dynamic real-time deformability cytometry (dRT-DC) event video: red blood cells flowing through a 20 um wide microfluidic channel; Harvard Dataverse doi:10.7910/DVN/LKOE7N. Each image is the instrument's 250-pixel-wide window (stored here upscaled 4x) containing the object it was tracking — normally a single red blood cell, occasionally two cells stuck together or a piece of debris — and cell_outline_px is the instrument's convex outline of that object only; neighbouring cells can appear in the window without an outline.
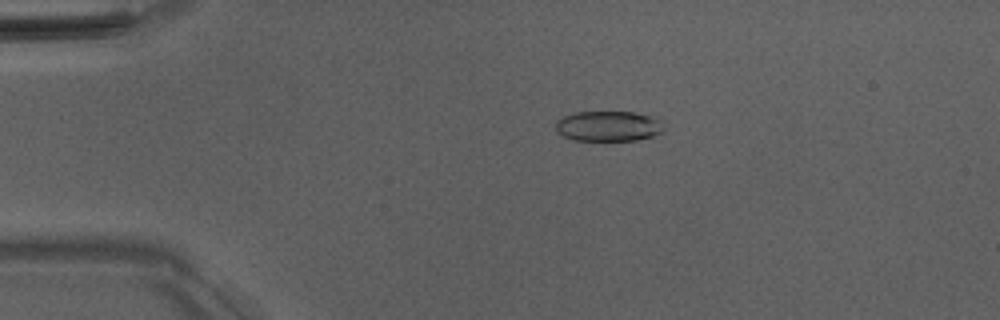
{"species": "Egyptian fruit bat (a non-hibernating species)", "species_latin": "Rousettus aegyptiacus", "temperature_condition": "room temperature", "stored_images_in_passage": 36, "camera_frame_rate_fps": 3000, "um_per_image_px": 0.085, "animal": {"sex": "male"}, "frame": {"image": 1, "passage_image": 1, "time_ms": 0.0, "image_size_px": [1000, 320], "cell_outline_px": [[664, 128], [660, 132], [652, 136], [636, 140], [572, 140], [556, 132], [556, 120], [564, 116], [576, 112], [632, 112], [660, 116], [664, 124]], "centroid_in_image_um": [51.76, 10.7], "position_along_channel_um": 33.2, "area_um2": 19.36}}
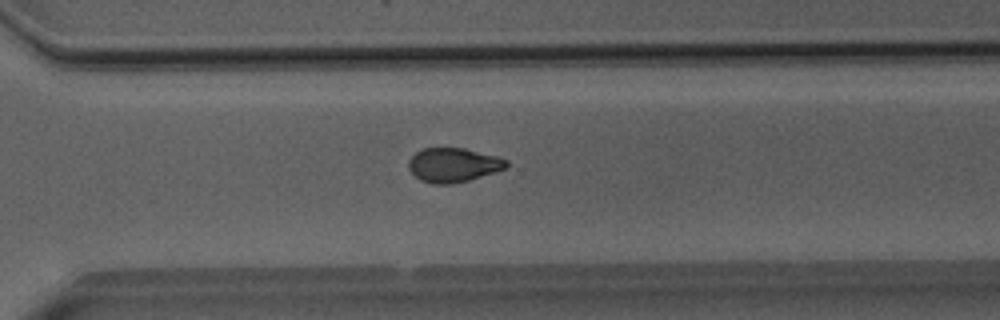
{"frame": {"image": 2, "passage_image": 27, "time_ms": 8.667, "image_size_px": [1000, 320], "cell_outline_px": [[508, 168], [496, 172], [468, 180], [452, 184], [432, 184], [420, 180], [408, 168], [408, 160], [416, 152], [424, 148], [464, 148], [496, 156], [508, 160]], "centroid_in_image_um": [38.54, 14.03], "position_along_channel_um": 332.1, "area_um2": 19.54}}
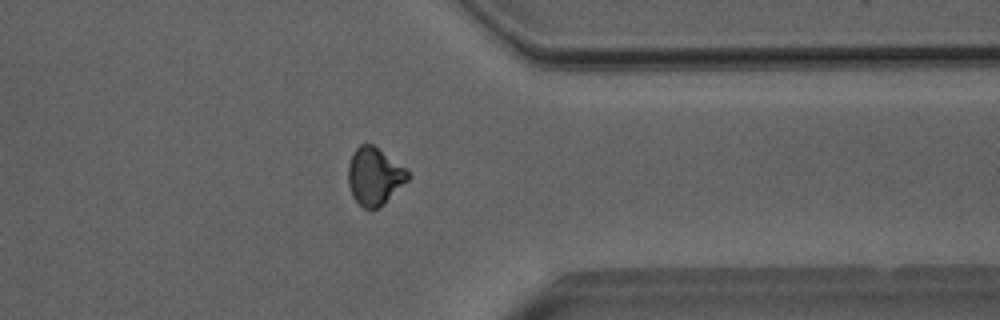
{"frame": {"image": 3, "passage_image": 31, "time_ms": 10.0, "image_size_px": [1000, 320], "cell_outline_px": [[412, 176], [384, 204], [372, 212], [364, 208], [352, 196], [348, 184], [348, 164], [352, 152], [360, 144], [372, 144], [404, 168]], "centroid_in_image_um": [31.8, 15.01], "position_along_channel_um": 379.6, "area_um2": 20.0}}